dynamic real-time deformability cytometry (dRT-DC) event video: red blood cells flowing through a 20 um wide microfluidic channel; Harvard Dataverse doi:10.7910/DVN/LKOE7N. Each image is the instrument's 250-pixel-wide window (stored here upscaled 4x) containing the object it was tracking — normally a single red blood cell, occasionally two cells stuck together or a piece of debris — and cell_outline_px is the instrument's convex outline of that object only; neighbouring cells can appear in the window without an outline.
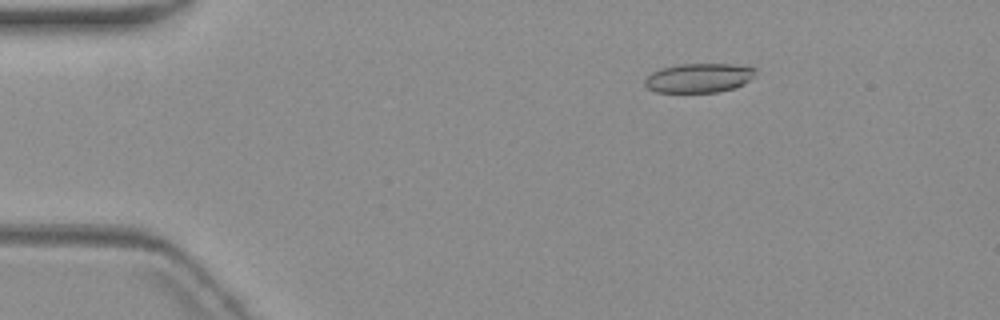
{"species": "common noctule bat (a hibernating species)", "species_latin": "Nyctalus noctula", "temperature_condition": "warm", "stored_images_in_passage": 4, "camera_frame_rate_fps": 3000, "um_per_image_px": 0.085, "animal": {"sex": "female", "body_mass_g": 19.3, "forearm_length_mm": 54.1}, "frame": {"image": 1, "passage_image": 2, "time_ms": 1.0, "image_size_px": [1000, 320], "cell_outline_px": [[756, 72], [744, 84], [736, 88], [716, 92], [656, 92], [648, 88], [644, 84], [644, 80], [652, 72], [660, 68], [680, 64], [732, 64], [756, 68]], "centroid_in_image_um": [59.39, 6.62], "position_along_channel_um": 25.6, "area_um2": 18.84}}